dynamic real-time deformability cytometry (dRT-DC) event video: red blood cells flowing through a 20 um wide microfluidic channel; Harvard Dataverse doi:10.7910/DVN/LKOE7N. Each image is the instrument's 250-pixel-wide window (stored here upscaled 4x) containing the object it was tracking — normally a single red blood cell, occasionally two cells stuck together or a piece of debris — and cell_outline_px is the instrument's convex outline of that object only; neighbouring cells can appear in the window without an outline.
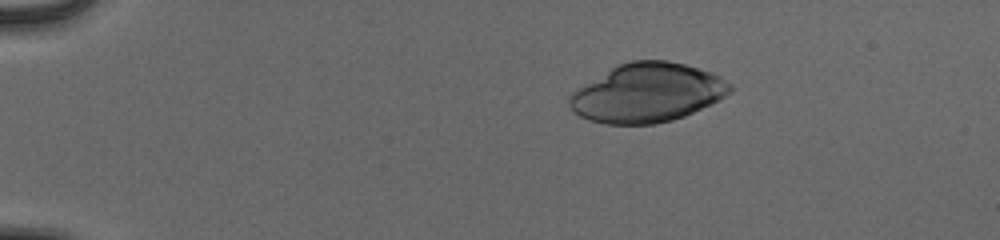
{"species": "human", "species_latin": "Homo sapiens", "temperature_condition": "cold", "stored_images_in_passage": 55, "camera_frame_rate_fps": 3000, "um_per_image_px": 0.085, "donor": {"sex": "male"}, "frame": {"image": 1, "passage_image": 11, "time_ms": 3.333, "image_size_px": [1000, 240], "cell_outline_px": [[732, 92], [720, 100], [684, 116], [672, 120], [656, 124], [604, 124], [580, 116], [568, 104], [568, 96], [572, 92], [612, 68], [620, 64], [632, 60], [668, 60], [684, 64], [712, 72], [720, 76], [732, 84]], "centroid_in_image_um": [55.07, 7.89], "position_along_channel_um": 29.9, "area_um2": 54.91}}